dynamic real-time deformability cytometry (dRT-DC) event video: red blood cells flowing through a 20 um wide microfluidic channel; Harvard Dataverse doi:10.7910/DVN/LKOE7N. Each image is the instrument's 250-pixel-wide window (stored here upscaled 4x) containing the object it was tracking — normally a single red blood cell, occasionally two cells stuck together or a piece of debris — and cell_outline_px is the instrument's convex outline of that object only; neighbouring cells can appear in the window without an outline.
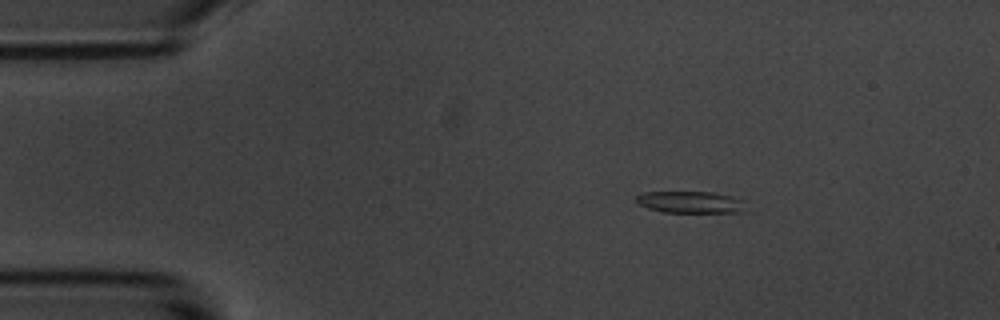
{"species": "common noctule bat (a hibernating species)", "species_latin": "Nyctalus noctula", "temperature_condition": "room temperature", "stored_images_in_passage": 3, "camera_frame_rate_fps": 3000, "um_per_image_px": 0.085, "animal": {"sex": "male", "body_mass_g": 20.1, "forearm_length_mm": 53.5}, "frame": {"image": 1, "passage_image": 1, "time_ms": 0.0, "image_size_px": [1000, 320], "cell_outline_px": [[744, 212], [664, 212], [648, 208], [640, 204], [636, 200], [636, 196], [644, 192], [712, 192], [732, 196], [744, 200]], "centroid_in_image_um": [58.71, 17.18], "position_along_channel_um": 26.3, "area_um2": 13.81}}